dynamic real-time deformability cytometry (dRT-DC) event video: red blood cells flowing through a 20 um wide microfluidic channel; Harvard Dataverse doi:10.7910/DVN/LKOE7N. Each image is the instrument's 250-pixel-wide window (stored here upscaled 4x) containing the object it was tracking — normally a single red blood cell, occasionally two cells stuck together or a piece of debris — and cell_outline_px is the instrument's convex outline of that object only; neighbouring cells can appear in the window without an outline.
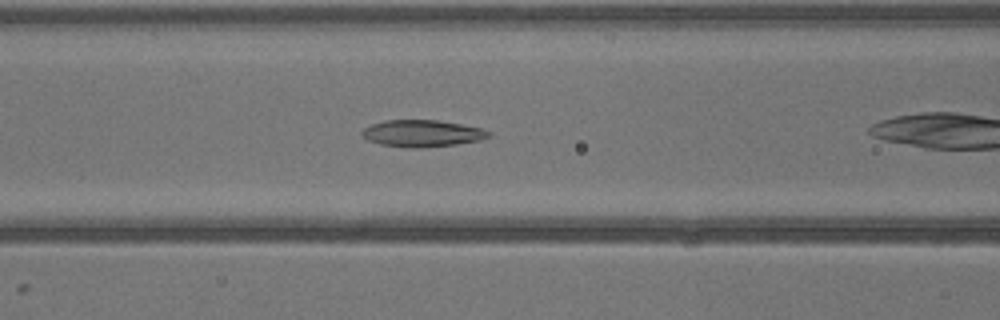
{"species": "common noctule bat (a hibernating species)", "species_latin": "Nyctalus noctula", "temperature_condition": "warm", "stored_images_in_passage": 21, "segment_of_instrument_passage": [1, 2], "camera_frame_rate_fps": 3000, "um_per_image_px": 0.085, "animal": {"sex": "male", "body_mass_g": 13.3}, "frame": {"image": 1, "passage_image": 6, "time_ms": 1.667, "image_size_px": [1000, 320], "cell_outline_px": [[492, 136], [480, 140], [456, 144], [424, 148], [408, 148], [380, 144], [368, 140], [360, 132], [364, 128], [372, 124], [384, 120], [436, 120], [460, 124], [480, 128], [488, 132]], "centroid_in_image_um": [35.86, 11.34], "position_along_channel_um": 130.7, "area_um2": 19.71}}
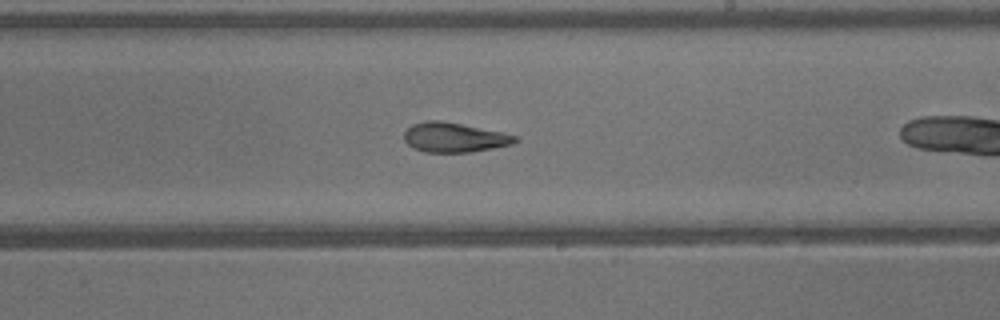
{"frame": {"image": 2, "passage_image": 13, "time_ms": 4.0, "image_size_px": [1000, 320], "cell_outline_px": [[520, 140], [512, 144], [472, 152], [424, 152], [412, 148], [404, 140], [404, 132], [412, 124], [424, 120], [440, 120], [504, 132], [516, 136]], "centroid_in_image_um": [38.6, 11.67], "position_along_channel_um": 250.4, "area_um2": 19.31}}
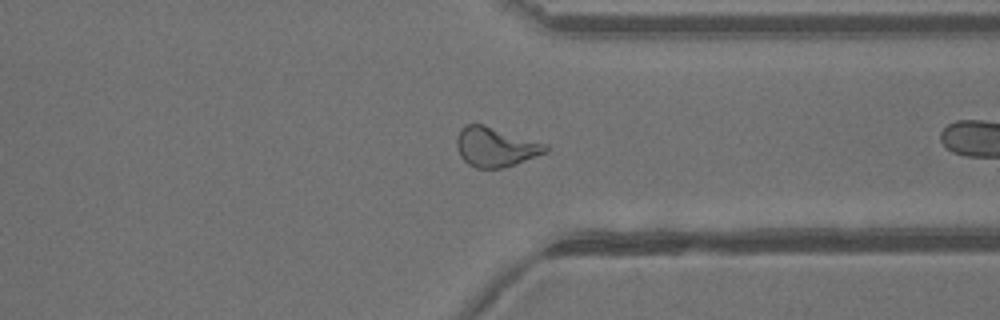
{"frame": {"image": 3, "passage_image": 20, "time_ms": 6.333, "image_size_px": [1000, 320], "cell_outline_px": [[548, 152], [516, 164], [504, 168], [476, 168], [468, 164], [460, 156], [456, 148], [456, 136], [464, 124], [484, 124], [548, 144]], "centroid_in_image_um": [42.11, 12.49], "position_along_channel_um": 369.3, "area_um2": 20.75}}